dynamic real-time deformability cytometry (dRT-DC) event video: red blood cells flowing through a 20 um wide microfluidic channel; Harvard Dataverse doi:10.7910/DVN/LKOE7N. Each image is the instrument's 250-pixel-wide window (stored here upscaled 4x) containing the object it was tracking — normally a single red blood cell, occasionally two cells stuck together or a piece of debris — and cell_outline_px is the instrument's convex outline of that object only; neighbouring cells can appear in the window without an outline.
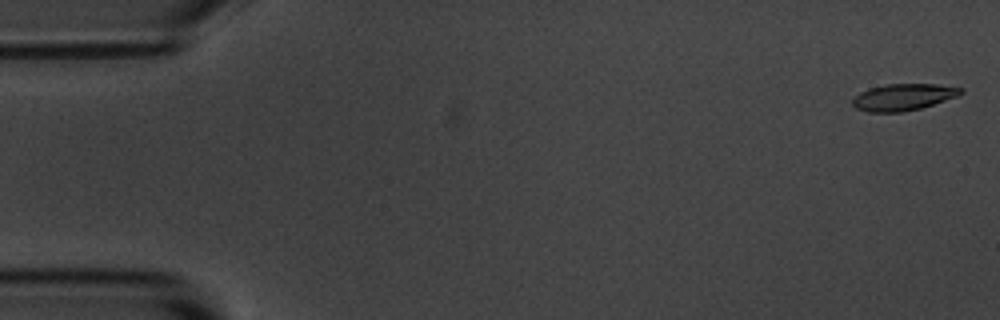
{"species": "common noctule bat (a hibernating species)", "species_latin": "Nyctalus noctula", "temperature_condition": "room temperature", "stored_images_in_passage": 5, "segment_of_instrument_passage": [2, 2], "camera_frame_rate_fps": 3000, "um_per_image_px": 0.085, "animal": {"sex": "male", "body_mass_g": 20.1, "forearm_length_mm": 53.5}, "frame": {"image": 1, "passage_image": 5, "time_ms": 5.667, "image_size_px": [1000, 320], "cell_outline_px": [[964, 92], [956, 96], [920, 108], [904, 112], [868, 112], [856, 108], [852, 104], [852, 100], [860, 92], [868, 88], [884, 84], [936, 84], [964, 88]], "centroid_in_image_um": [76.75, 8.24], "position_along_channel_um": 8.2, "area_um2": 16.76}}